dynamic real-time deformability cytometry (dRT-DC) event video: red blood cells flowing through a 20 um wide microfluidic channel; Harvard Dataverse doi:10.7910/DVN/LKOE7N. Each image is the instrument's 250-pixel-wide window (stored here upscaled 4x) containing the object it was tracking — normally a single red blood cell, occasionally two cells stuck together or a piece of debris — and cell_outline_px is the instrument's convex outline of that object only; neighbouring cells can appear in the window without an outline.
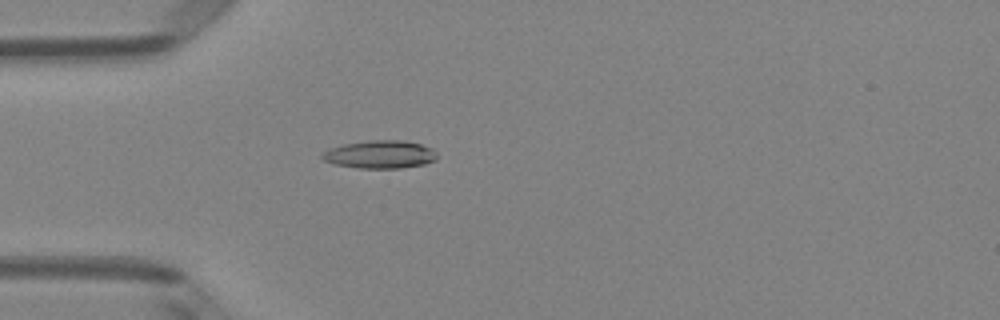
{"species": "Egyptian fruit bat (a non-hibernating species)", "species_latin": "Rousettus aegyptiacus", "temperature_condition": "room temperature", "stored_images_in_passage": 51, "camera_frame_rate_fps": 3000, "um_per_image_px": 0.085, "animal": {"sex": "female"}, "frame": {"image": 1, "passage_image": 15, "time_ms": 4.667, "image_size_px": [1000, 320], "cell_outline_px": [[436, 160], [424, 164], [400, 168], [360, 168], [336, 164], [324, 160], [320, 156], [324, 152], [332, 148], [344, 144], [368, 140], [404, 140], [420, 144], [432, 148], [436, 152]], "centroid_in_image_um": [32.33, 13.12], "position_along_channel_um": 52.7, "area_um2": 18.55}}
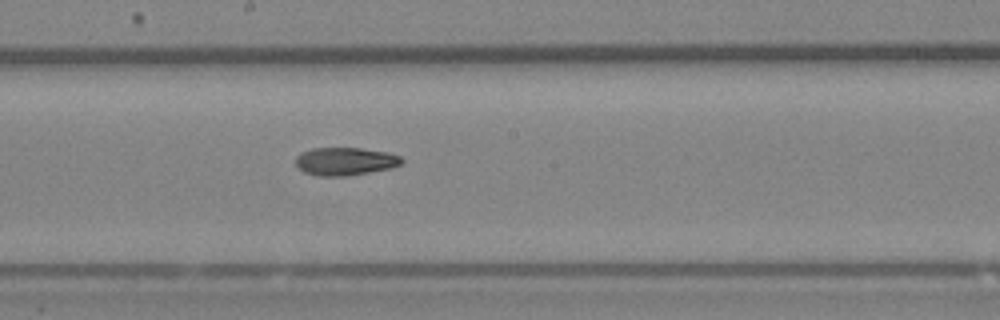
{"frame": {"image": 2, "passage_image": 28, "time_ms": 9.0, "image_size_px": [1000, 320], "cell_outline_px": [[404, 160], [400, 164], [392, 168], [348, 176], [316, 176], [304, 172], [296, 168], [296, 156], [300, 152], [312, 148], [360, 148], [388, 152], [400, 156]], "centroid_in_image_um": [29.31, 13.72], "position_along_channel_um": 218.9, "area_um2": 17.51}}
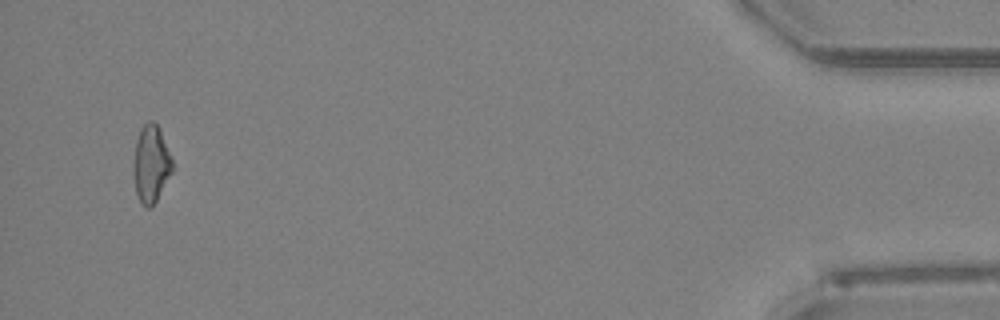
{"frame": {"image": 3, "passage_image": 49, "time_ms": 16.0, "image_size_px": [1000, 320], "cell_outline_px": [[172, 172], [156, 200], [148, 208], [140, 204], [136, 192], [132, 172], [132, 164], [136, 140], [140, 128], [148, 120], [152, 120], [156, 124], [172, 156]], "centroid_in_image_um": [12.8, 13.93], "position_along_channel_um": 422.4, "area_um2": 17.57}, "authors_computed_cell_mechanics": {"area_um2": 17.7446, "velocity_mm_per_s": 4.0442, "shape_relaxation_time_tau1_ms": null, "shape_relaxation_time_tau2_ms": 4.5005, "deformation_change_tau1": null, "deformation_change_tau2": 0.1184}}